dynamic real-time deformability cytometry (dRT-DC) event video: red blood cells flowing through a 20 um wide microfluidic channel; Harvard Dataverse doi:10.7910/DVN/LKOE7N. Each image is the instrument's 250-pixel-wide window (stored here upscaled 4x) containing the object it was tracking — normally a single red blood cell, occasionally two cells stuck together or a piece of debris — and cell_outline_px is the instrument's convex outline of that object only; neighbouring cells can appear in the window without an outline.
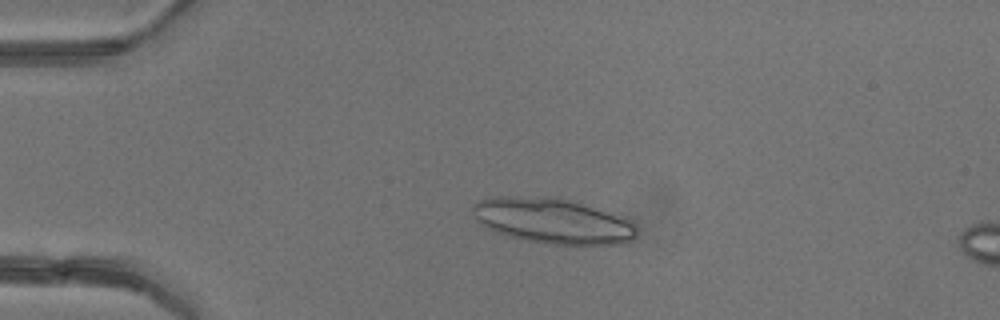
{"species": "common noctule bat (a hibernating species)", "species_latin": "Nyctalus noctula", "temperature_condition": "warm", "stored_images_in_passage": 4, "camera_frame_rate_fps": 3000, "um_per_image_px": 0.085, "animal": {"sex": "female"}, "frame": {"image": 1, "passage_image": 2, "time_ms": 1.0, "image_size_px": [1000, 320], "cell_outline_px": [[636, 236], [632, 240], [624, 244], [552, 244], [528, 240], [508, 236], [496, 232], [488, 228], [476, 220], [472, 212], [472, 204], [476, 200], [496, 196], [548, 196], [568, 200], [632, 220], [636, 224]], "centroid_in_image_um": [46.95, 18.76], "position_along_channel_um": 38.1, "area_um2": 43.18}}